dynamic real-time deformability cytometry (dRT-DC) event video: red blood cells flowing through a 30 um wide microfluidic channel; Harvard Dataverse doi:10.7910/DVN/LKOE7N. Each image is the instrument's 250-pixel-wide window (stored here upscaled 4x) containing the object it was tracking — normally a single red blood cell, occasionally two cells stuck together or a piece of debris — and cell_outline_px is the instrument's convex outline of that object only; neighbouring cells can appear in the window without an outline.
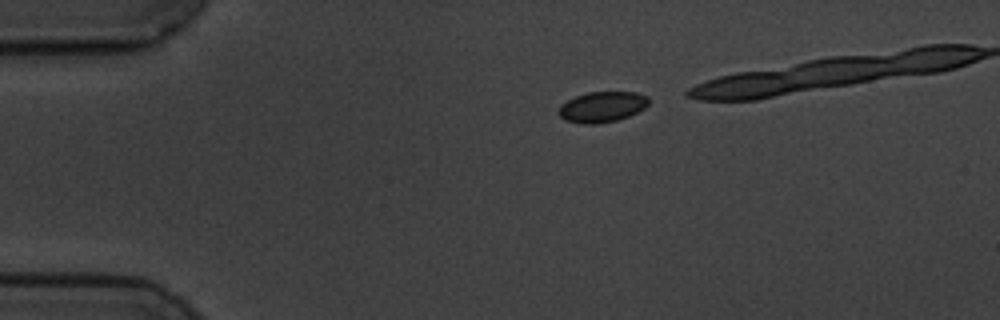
{"species": "common noctule bat (a hibernating species)", "species_latin": "Nyctalus noctula", "temperature_condition": "cold", "stored_images_in_passage": 4, "camera_frame_rate_fps": 3000, "um_per_image_px": 0.085, "animal": {"sex": "male", "body_mass_g": 19.5, "forearm_length_mm": 54.6}, "frame": {"image": 1, "passage_image": 1, "time_ms": 0.0, "image_size_px": [1000, 320], "cell_outline_px": [[648, 104], [644, 108], [628, 116], [616, 120], [596, 124], [580, 124], [564, 120], [556, 112], [560, 104], [576, 96], [588, 92], [636, 92], [648, 96]], "centroid_in_image_um": [51.13, 9.09], "position_along_channel_um": 33.9, "area_um2": 16.13}}